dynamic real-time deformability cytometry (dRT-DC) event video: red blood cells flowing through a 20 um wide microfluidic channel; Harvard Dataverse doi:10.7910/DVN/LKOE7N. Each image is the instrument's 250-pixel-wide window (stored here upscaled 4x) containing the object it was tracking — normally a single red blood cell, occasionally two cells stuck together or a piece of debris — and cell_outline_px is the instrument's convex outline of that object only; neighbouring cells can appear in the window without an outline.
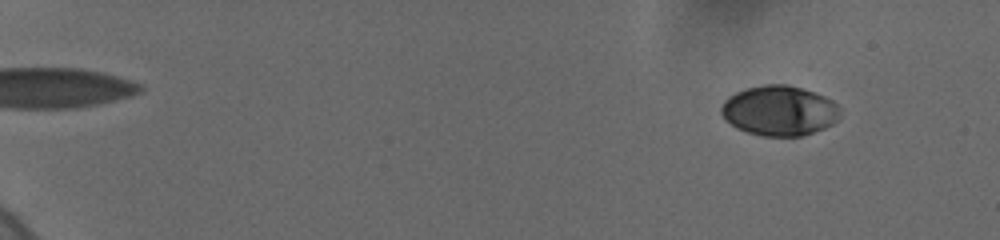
{"species": "human", "species_latin": "Homo sapiens", "temperature_condition": "cold", "stored_images_in_passage": 37, "camera_frame_rate_fps": 3000, "um_per_image_px": 0.085, "donor": {"sex": "female"}, "frame": {"image": 1, "passage_image": 12, "time_ms": 2.333, "image_size_px": [1000, 240], "cell_outline_px": [[840, 120], [824, 128], [804, 136], [764, 136], [748, 132], [736, 128], [720, 112], [720, 108], [724, 100], [728, 96], [736, 92], [748, 88], [764, 84], [788, 84], [824, 96], [832, 100], [840, 108]], "centroid_in_image_um": [66.26, 9.41], "position_along_channel_um": 18.7, "area_um2": 34.68}}
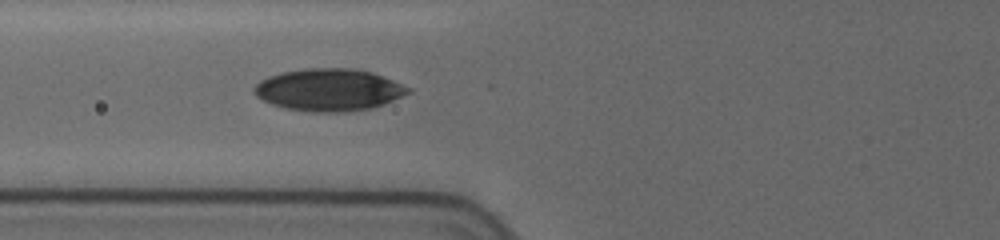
{"frame": {"image": 2, "passage_image": 34, "time_ms": 9.0, "image_size_px": [1000, 240], "cell_outline_px": [[412, 92], [384, 104], [372, 108], [344, 112], [312, 112], [284, 108], [272, 104], [256, 96], [252, 88], [260, 80], [268, 76], [280, 72], [304, 68], [352, 68], [372, 72], [412, 88]], "centroid_in_image_um": [27.95, 7.63], "position_along_channel_um": 97.9, "area_um2": 38.09}}
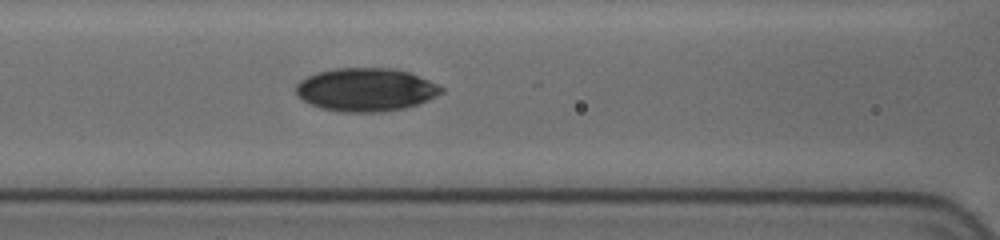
{"frame": {"image": 3, "passage_image": 37, "time_ms": 10.0, "image_size_px": [1000, 240], "cell_outline_px": [[444, 92], [428, 100], [404, 108], [380, 112], [340, 112], [320, 108], [296, 96], [296, 84], [300, 80], [316, 72], [336, 68], [396, 68], [408, 72], [428, 80], [444, 88]], "centroid_in_image_um": [31.08, 7.62], "position_along_channel_um": 135.5, "area_um2": 36.65}}